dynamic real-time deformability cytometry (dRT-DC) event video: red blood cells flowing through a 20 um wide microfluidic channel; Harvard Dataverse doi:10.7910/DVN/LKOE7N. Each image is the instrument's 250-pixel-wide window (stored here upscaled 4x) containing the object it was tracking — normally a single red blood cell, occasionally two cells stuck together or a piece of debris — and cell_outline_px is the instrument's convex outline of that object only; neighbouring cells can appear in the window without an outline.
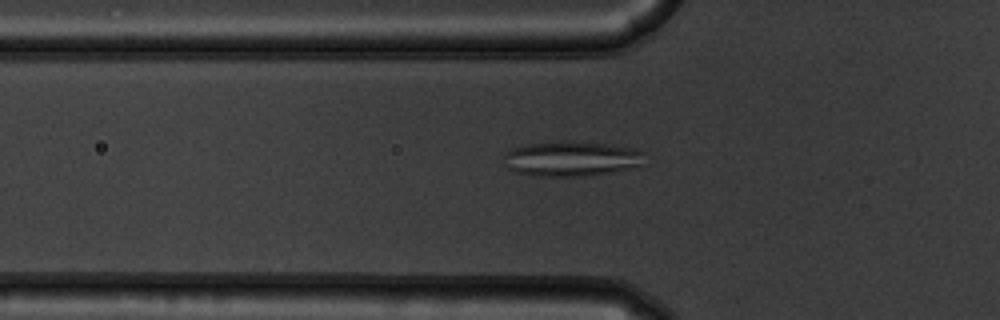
{"species": "common noctule bat (a hibernating species)", "species_latin": "Nyctalus noctula", "temperature_condition": "warm", "stored_images_in_passage": 49, "camera_frame_rate_fps": 3000, "um_per_image_px": 0.085, "animal": {"sex": "male", "body_mass_g": 19.5, "forearm_length_mm": 54.6}, "frame": {"image": 1, "passage_image": 14, "time_ms": 4.333, "image_size_px": [1000, 320], "cell_outline_px": [[644, 152], [640, 164], [636, 168], [580, 176], [536, 176], [516, 172], [508, 168], [504, 156], [512, 148], [528, 144], [608, 144], [636, 148]], "centroid_in_image_um": [48.6, 13.53], "position_along_channel_um": 77.2, "area_um2": 27.46}}
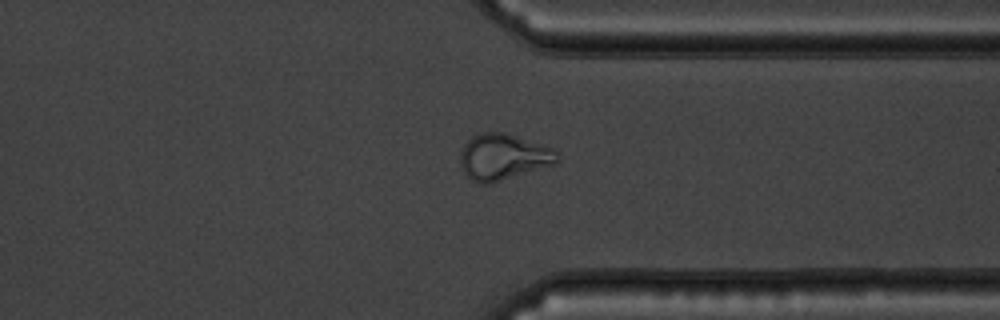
{"frame": {"image": 2, "passage_image": 37, "time_ms": 12.0, "image_size_px": [1000, 320], "cell_outline_px": [[560, 160], [556, 164], [492, 184], [480, 184], [472, 180], [464, 172], [460, 164], [460, 156], [464, 144], [472, 136], [480, 132], [504, 132], [556, 148]], "centroid_in_image_um": [42.82, 13.34], "position_along_channel_um": 368.6, "area_um2": 26.53}}
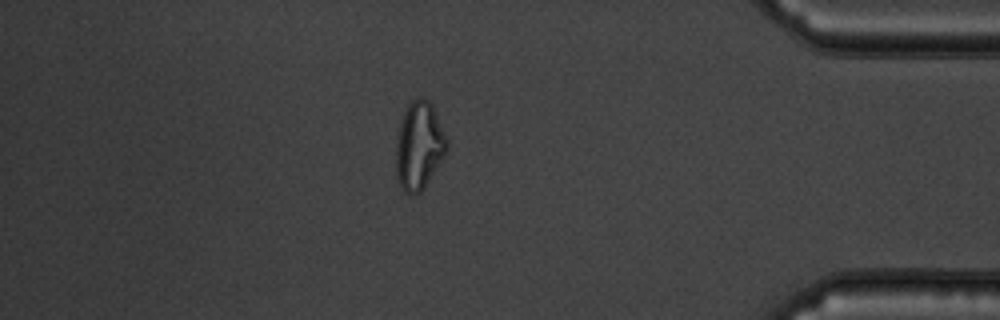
{"frame": {"image": 3, "passage_image": 42, "time_ms": 13.667, "image_size_px": [1000, 320], "cell_outline_px": [[448, 148], [444, 156], [424, 188], [420, 192], [412, 196], [408, 196], [404, 192], [396, 176], [396, 140], [400, 124], [404, 112], [408, 104], [412, 100], [420, 96], [428, 100], [432, 104], [448, 140]], "centroid_in_image_um": [35.62, 12.4], "position_along_channel_um": 399.6, "area_um2": 26.18}, "authors_computed_cell_mechanics": {"area_um2": 25.432, "velocity_mm_per_s": 3.8026, "shape_relaxation_time_tau1_ms": null, "shape_relaxation_time_tau2_ms": 0.7718, "deformation_change_tau1": null, "deformation_change_tau2": 0.0732}}